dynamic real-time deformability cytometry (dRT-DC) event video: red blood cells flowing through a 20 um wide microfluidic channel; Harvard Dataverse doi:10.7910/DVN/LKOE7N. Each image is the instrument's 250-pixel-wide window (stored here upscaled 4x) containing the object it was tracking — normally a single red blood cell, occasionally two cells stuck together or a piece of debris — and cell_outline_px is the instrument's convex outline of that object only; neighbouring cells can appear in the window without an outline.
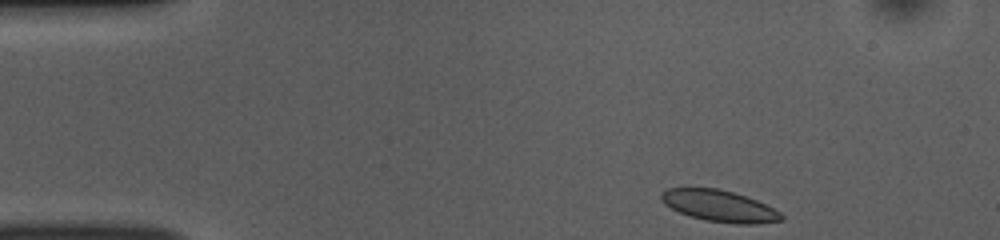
{"species": "common noctule bat (a hibernating species)", "species_latin": "Nyctalus noctula", "temperature_condition": "room temperature", "stored_images_in_passage": 46, "camera_frame_rate_fps": 3000, "um_per_image_px": 0.085, "animal": {"sex": "female", "body_mass_g": 10.0, "forearm_length_mm": 53.1}, "frame": {"image": 1, "passage_image": 1, "time_ms": 0.0, "image_size_px": [1000, 240], "cell_outline_px": [[784, 220], [756, 224], [736, 224], [704, 220], [688, 216], [664, 204], [660, 200], [660, 196], [668, 188], [716, 188], [732, 192], [756, 200], [780, 212], [784, 216]], "centroid_in_image_um": [61.14, 17.52], "position_along_channel_um": 23.9, "area_um2": 21.91}}
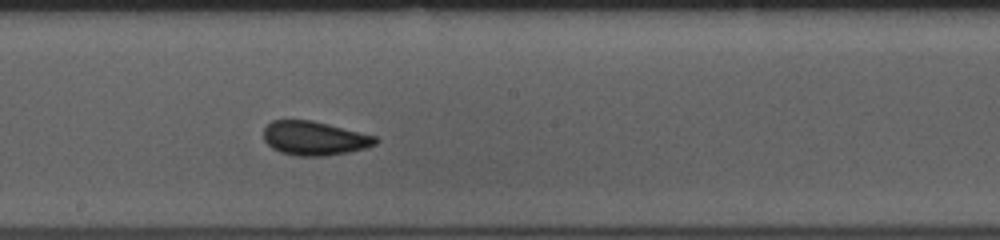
{"frame": {"image": 2, "passage_image": 22, "time_ms": 7.0, "image_size_px": [1000, 240], "cell_outline_px": [[380, 140], [376, 144], [364, 148], [348, 152], [324, 156], [296, 156], [280, 152], [272, 148], [264, 140], [264, 128], [272, 120], [312, 120], [376, 136]], "centroid_in_image_um": [26.72, 11.75], "position_along_channel_um": 221.5, "area_um2": 22.14}}
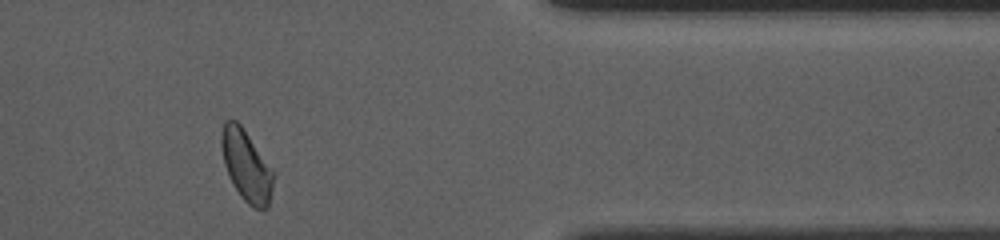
{"frame": {"image": 3, "passage_image": 37, "time_ms": 12.0, "image_size_px": [1000, 240], "cell_outline_px": [[276, 176], [268, 208], [252, 208], [240, 196], [228, 176], [224, 164], [220, 144], [220, 136], [224, 120], [236, 120], [240, 124], [276, 172]], "centroid_in_image_um": [20.96, 14.09], "position_along_channel_um": 390.4, "area_um2": 22.02}, "authors_computed_cell_mechanics": {"area_um2": 21.9062, "velocity_mm_per_s": 3.8225, "shape_relaxation_time_tau1_ms": 5.7481, "shape_relaxation_time_tau2_ms": 1.0813, "deformation_change_tau1": 0.1008, "deformation_change_tau2": 0.0471}}